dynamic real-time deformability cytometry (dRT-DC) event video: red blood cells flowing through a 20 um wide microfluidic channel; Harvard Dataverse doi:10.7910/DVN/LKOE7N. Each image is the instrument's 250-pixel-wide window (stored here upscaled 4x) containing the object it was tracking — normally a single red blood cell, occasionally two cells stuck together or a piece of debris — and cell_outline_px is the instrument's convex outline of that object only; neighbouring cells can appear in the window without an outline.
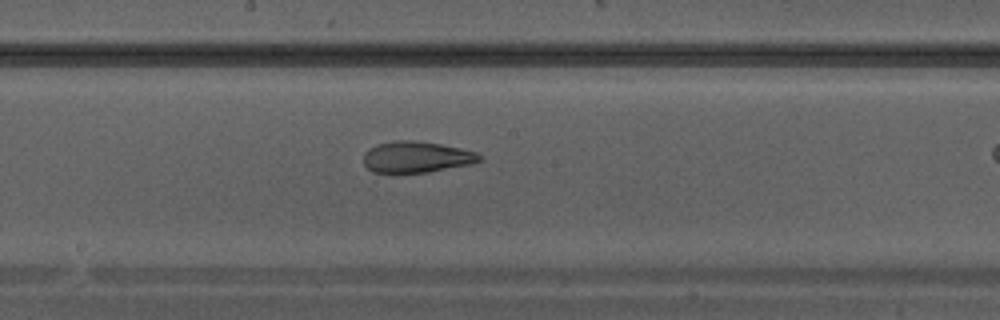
{"species": "Egyptian fruit bat (a non-hibernating species)", "species_latin": "Rousettus aegyptiacus", "temperature_condition": "warm", "stored_images_in_passage": 18, "camera_frame_rate_fps": 3000, "um_per_image_px": 0.085, "animal": {"sex": "male"}, "frame": {"image": 1, "passage_image": 8, "time_ms": 2.333, "image_size_px": [1000, 320], "cell_outline_px": [[484, 156], [480, 160], [472, 164], [428, 172], [372, 172], [364, 164], [364, 152], [368, 148], [376, 144], [396, 140], [412, 140], [440, 144], [460, 148], [476, 152]], "centroid_in_image_um": [35.4, 13.34], "position_along_channel_um": 212.8, "area_um2": 21.1}}